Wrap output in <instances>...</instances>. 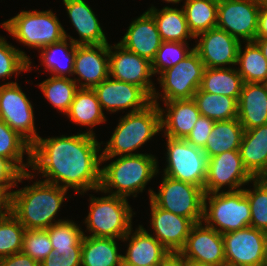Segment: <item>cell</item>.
Returning <instances> with one entry per match:
<instances>
[{
    "label": "cell",
    "instance_id": "cell-31",
    "mask_svg": "<svg viewBox=\"0 0 267 266\" xmlns=\"http://www.w3.org/2000/svg\"><path fill=\"white\" fill-rule=\"evenodd\" d=\"M244 128L238 118L215 121L205 147L202 149L208 158L226 151L239 150Z\"/></svg>",
    "mask_w": 267,
    "mask_h": 266
},
{
    "label": "cell",
    "instance_id": "cell-19",
    "mask_svg": "<svg viewBox=\"0 0 267 266\" xmlns=\"http://www.w3.org/2000/svg\"><path fill=\"white\" fill-rule=\"evenodd\" d=\"M74 74L78 76L73 80L77 85L79 84V88L93 89L107 79L109 77V44L76 45Z\"/></svg>",
    "mask_w": 267,
    "mask_h": 266
},
{
    "label": "cell",
    "instance_id": "cell-12",
    "mask_svg": "<svg viewBox=\"0 0 267 266\" xmlns=\"http://www.w3.org/2000/svg\"><path fill=\"white\" fill-rule=\"evenodd\" d=\"M260 3L257 0H218L216 28L242 42L256 39Z\"/></svg>",
    "mask_w": 267,
    "mask_h": 266
},
{
    "label": "cell",
    "instance_id": "cell-52",
    "mask_svg": "<svg viewBox=\"0 0 267 266\" xmlns=\"http://www.w3.org/2000/svg\"><path fill=\"white\" fill-rule=\"evenodd\" d=\"M182 266H207V265L182 256Z\"/></svg>",
    "mask_w": 267,
    "mask_h": 266
},
{
    "label": "cell",
    "instance_id": "cell-9",
    "mask_svg": "<svg viewBox=\"0 0 267 266\" xmlns=\"http://www.w3.org/2000/svg\"><path fill=\"white\" fill-rule=\"evenodd\" d=\"M166 138L167 164L163 175L199 186L204 190L208 156L201 148L195 147L185 139Z\"/></svg>",
    "mask_w": 267,
    "mask_h": 266
},
{
    "label": "cell",
    "instance_id": "cell-46",
    "mask_svg": "<svg viewBox=\"0 0 267 266\" xmlns=\"http://www.w3.org/2000/svg\"><path fill=\"white\" fill-rule=\"evenodd\" d=\"M40 266H81V253H64L60 256L53 252Z\"/></svg>",
    "mask_w": 267,
    "mask_h": 266
},
{
    "label": "cell",
    "instance_id": "cell-5",
    "mask_svg": "<svg viewBox=\"0 0 267 266\" xmlns=\"http://www.w3.org/2000/svg\"><path fill=\"white\" fill-rule=\"evenodd\" d=\"M202 222L221 234L250 226L251 208L244 190L205 193Z\"/></svg>",
    "mask_w": 267,
    "mask_h": 266
},
{
    "label": "cell",
    "instance_id": "cell-36",
    "mask_svg": "<svg viewBox=\"0 0 267 266\" xmlns=\"http://www.w3.org/2000/svg\"><path fill=\"white\" fill-rule=\"evenodd\" d=\"M26 152L27 162L23 156ZM0 156L9 159L22 173L31 166V145L0 119Z\"/></svg>",
    "mask_w": 267,
    "mask_h": 266
},
{
    "label": "cell",
    "instance_id": "cell-7",
    "mask_svg": "<svg viewBox=\"0 0 267 266\" xmlns=\"http://www.w3.org/2000/svg\"><path fill=\"white\" fill-rule=\"evenodd\" d=\"M58 19L51 10H22L1 26L24 46L41 49L65 38L66 31Z\"/></svg>",
    "mask_w": 267,
    "mask_h": 266
},
{
    "label": "cell",
    "instance_id": "cell-25",
    "mask_svg": "<svg viewBox=\"0 0 267 266\" xmlns=\"http://www.w3.org/2000/svg\"><path fill=\"white\" fill-rule=\"evenodd\" d=\"M237 105L244 130L267 124V83H244Z\"/></svg>",
    "mask_w": 267,
    "mask_h": 266
},
{
    "label": "cell",
    "instance_id": "cell-10",
    "mask_svg": "<svg viewBox=\"0 0 267 266\" xmlns=\"http://www.w3.org/2000/svg\"><path fill=\"white\" fill-rule=\"evenodd\" d=\"M204 63L198 53L193 50L187 57L179 61L175 66L160 73L158 79L162 92H154L151 101L157 104V100L164 102L172 100L193 99L194 94L199 89ZM160 96V97H159Z\"/></svg>",
    "mask_w": 267,
    "mask_h": 266
},
{
    "label": "cell",
    "instance_id": "cell-42",
    "mask_svg": "<svg viewBox=\"0 0 267 266\" xmlns=\"http://www.w3.org/2000/svg\"><path fill=\"white\" fill-rule=\"evenodd\" d=\"M188 45L187 42L162 41L154 60L151 62L153 74L158 75L187 57L194 50Z\"/></svg>",
    "mask_w": 267,
    "mask_h": 266
},
{
    "label": "cell",
    "instance_id": "cell-38",
    "mask_svg": "<svg viewBox=\"0 0 267 266\" xmlns=\"http://www.w3.org/2000/svg\"><path fill=\"white\" fill-rule=\"evenodd\" d=\"M49 103L64 115L68 112L76 91L79 89L73 78L54 77L38 84Z\"/></svg>",
    "mask_w": 267,
    "mask_h": 266
},
{
    "label": "cell",
    "instance_id": "cell-1",
    "mask_svg": "<svg viewBox=\"0 0 267 266\" xmlns=\"http://www.w3.org/2000/svg\"><path fill=\"white\" fill-rule=\"evenodd\" d=\"M96 136L87 132L60 137H38L31 146L32 173L42 174L43 181L77 194L98 192L102 153ZM37 172H34V171Z\"/></svg>",
    "mask_w": 267,
    "mask_h": 266
},
{
    "label": "cell",
    "instance_id": "cell-55",
    "mask_svg": "<svg viewBox=\"0 0 267 266\" xmlns=\"http://www.w3.org/2000/svg\"><path fill=\"white\" fill-rule=\"evenodd\" d=\"M265 249H266V260H267V231L265 232Z\"/></svg>",
    "mask_w": 267,
    "mask_h": 266
},
{
    "label": "cell",
    "instance_id": "cell-29",
    "mask_svg": "<svg viewBox=\"0 0 267 266\" xmlns=\"http://www.w3.org/2000/svg\"><path fill=\"white\" fill-rule=\"evenodd\" d=\"M147 12L153 17L162 41L187 42L194 38L189 31L183 8L163 7L161 10L151 6Z\"/></svg>",
    "mask_w": 267,
    "mask_h": 266
},
{
    "label": "cell",
    "instance_id": "cell-35",
    "mask_svg": "<svg viewBox=\"0 0 267 266\" xmlns=\"http://www.w3.org/2000/svg\"><path fill=\"white\" fill-rule=\"evenodd\" d=\"M183 5L189 31L194 37L216 28L218 0H185Z\"/></svg>",
    "mask_w": 267,
    "mask_h": 266
},
{
    "label": "cell",
    "instance_id": "cell-33",
    "mask_svg": "<svg viewBox=\"0 0 267 266\" xmlns=\"http://www.w3.org/2000/svg\"><path fill=\"white\" fill-rule=\"evenodd\" d=\"M236 65L244 83H267V60L254 41L240 44Z\"/></svg>",
    "mask_w": 267,
    "mask_h": 266
},
{
    "label": "cell",
    "instance_id": "cell-49",
    "mask_svg": "<svg viewBox=\"0 0 267 266\" xmlns=\"http://www.w3.org/2000/svg\"><path fill=\"white\" fill-rule=\"evenodd\" d=\"M256 38H267V4H260Z\"/></svg>",
    "mask_w": 267,
    "mask_h": 266
},
{
    "label": "cell",
    "instance_id": "cell-3",
    "mask_svg": "<svg viewBox=\"0 0 267 266\" xmlns=\"http://www.w3.org/2000/svg\"><path fill=\"white\" fill-rule=\"evenodd\" d=\"M158 160L152 154L119 156L101 168L98 191L123 198L137 197L159 172ZM116 189V190H113Z\"/></svg>",
    "mask_w": 267,
    "mask_h": 266
},
{
    "label": "cell",
    "instance_id": "cell-40",
    "mask_svg": "<svg viewBox=\"0 0 267 266\" xmlns=\"http://www.w3.org/2000/svg\"><path fill=\"white\" fill-rule=\"evenodd\" d=\"M25 231L11 212L0 220V258L22 252Z\"/></svg>",
    "mask_w": 267,
    "mask_h": 266
},
{
    "label": "cell",
    "instance_id": "cell-14",
    "mask_svg": "<svg viewBox=\"0 0 267 266\" xmlns=\"http://www.w3.org/2000/svg\"><path fill=\"white\" fill-rule=\"evenodd\" d=\"M253 178L244 167L239 150L226 151L209 158L204 193L221 192L223 186H228V191H239Z\"/></svg>",
    "mask_w": 267,
    "mask_h": 266
},
{
    "label": "cell",
    "instance_id": "cell-18",
    "mask_svg": "<svg viewBox=\"0 0 267 266\" xmlns=\"http://www.w3.org/2000/svg\"><path fill=\"white\" fill-rule=\"evenodd\" d=\"M179 253L207 266L226 264L222 234L208 227L204 222L195 223L192 226L186 243Z\"/></svg>",
    "mask_w": 267,
    "mask_h": 266
},
{
    "label": "cell",
    "instance_id": "cell-56",
    "mask_svg": "<svg viewBox=\"0 0 267 266\" xmlns=\"http://www.w3.org/2000/svg\"><path fill=\"white\" fill-rule=\"evenodd\" d=\"M260 4H267V0H257Z\"/></svg>",
    "mask_w": 267,
    "mask_h": 266
},
{
    "label": "cell",
    "instance_id": "cell-22",
    "mask_svg": "<svg viewBox=\"0 0 267 266\" xmlns=\"http://www.w3.org/2000/svg\"><path fill=\"white\" fill-rule=\"evenodd\" d=\"M120 42L125 49L152 62L162 43L153 17L145 11L131 22Z\"/></svg>",
    "mask_w": 267,
    "mask_h": 266
},
{
    "label": "cell",
    "instance_id": "cell-11",
    "mask_svg": "<svg viewBox=\"0 0 267 266\" xmlns=\"http://www.w3.org/2000/svg\"><path fill=\"white\" fill-rule=\"evenodd\" d=\"M28 99L17 82L0 85V119L32 146L39 135L35 129L32 103Z\"/></svg>",
    "mask_w": 267,
    "mask_h": 266
},
{
    "label": "cell",
    "instance_id": "cell-28",
    "mask_svg": "<svg viewBox=\"0 0 267 266\" xmlns=\"http://www.w3.org/2000/svg\"><path fill=\"white\" fill-rule=\"evenodd\" d=\"M116 238H82L81 266H121L122 254L118 250Z\"/></svg>",
    "mask_w": 267,
    "mask_h": 266
},
{
    "label": "cell",
    "instance_id": "cell-13",
    "mask_svg": "<svg viewBox=\"0 0 267 266\" xmlns=\"http://www.w3.org/2000/svg\"><path fill=\"white\" fill-rule=\"evenodd\" d=\"M226 264L267 266L265 231L248 226L222 234Z\"/></svg>",
    "mask_w": 267,
    "mask_h": 266
},
{
    "label": "cell",
    "instance_id": "cell-6",
    "mask_svg": "<svg viewBox=\"0 0 267 266\" xmlns=\"http://www.w3.org/2000/svg\"><path fill=\"white\" fill-rule=\"evenodd\" d=\"M90 210L85 219L92 237L122 239L132 229L133 209L128 199L107 194L95 197L90 194Z\"/></svg>",
    "mask_w": 267,
    "mask_h": 266
},
{
    "label": "cell",
    "instance_id": "cell-39",
    "mask_svg": "<svg viewBox=\"0 0 267 266\" xmlns=\"http://www.w3.org/2000/svg\"><path fill=\"white\" fill-rule=\"evenodd\" d=\"M32 62L30 56L11 46L4 37L0 36V79L5 80L14 74L31 71Z\"/></svg>",
    "mask_w": 267,
    "mask_h": 266
},
{
    "label": "cell",
    "instance_id": "cell-30",
    "mask_svg": "<svg viewBox=\"0 0 267 266\" xmlns=\"http://www.w3.org/2000/svg\"><path fill=\"white\" fill-rule=\"evenodd\" d=\"M69 41V44L68 42ZM41 65L54 77L71 78L76 55V44L67 37L39 49ZM68 76H67V75ZM71 76V77H70Z\"/></svg>",
    "mask_w": 267,
    "mask_h": 266
},
{
    "label": "cell",
    "instance_id": "cell-54",
    "mask_svg": "<svg viewBox=\"0 0 267 266\" xmlns=\"http://www.w3.org/2000/svg\"><path fill=\"white\" fill-rule=\"evenodd\" d=\"M163 1H165V2H167V3H175V4H177V3H180L182 0H163Z\"/></svg>",
    "mask_w": 267,
    "mask_h": 266
},
{
    "label": "cell",
    "instance_id": "cell-43",
    "mask_svg": "<svg viewBox=\"0 0 267 266\" xmlns=\"http://www.w3.org/2000/svg\"><path fill=\"white\" fill-rule=\"evenodd\" d=\"M22 252L39 264L53 253V246L47 229L26 230L23 236Z\"/></svg>",
    "mask_w": 267,
    "mask_h": 266
},
{
    "label": "cell",
    "instance_id": "cell-53",
    "mask_svg": "<svg viewBox=\"0 0 267 266\" xmlns=\"http://www.w3.org/2000/svg\"><path fill=\"white\" fill-rule=\"evenodd\" d=\"M259 180L267 182V165L265 169L256 177Z\"/></svg>",
    "mask_w": 267,
    "mask_h": 266
},
{
    "label": "cell",
    "instance_id": "cell-45",
    "mask_svg": "<svg viewBox=\"0 0 267 266\" xmlns=\"http://www.w3.org/2000/svg\"><path fill=\"white\" fill-rule=\"evenodd\" d=\"M214 120L200 115L193 129L185 138L190 144L203 149L207 143L208 137L213 129Z\"/></svg>",
    "mask_w": 267,
    "mask_h": 266
},
{
    "label": "cell",
    "instance_id": "cell-4",
    "mask_svg": "<svg viewBox=\"0 0 267 266\" xmlns=\"http://www.w3.org/2000/svg\"><path fill=\"white\" fill-rule=\"evenodd\" d=\"M159 105L151 102L142 110L122 116L102 151L101 163L117 156L141 154L132 152L162 131Z\"/></svg>",
    "mask_w": 267,
    "mask_h": 266
},
{
    "label": "cell",
    "instance_id": "cell-21",
    "mask_svg": "<svg viewBox=\"0 0 267 266\" xmlns=\"http://www.w3.org/2000/svg\"><path fill=\"white\" fill-rule=\"evenodd\" d=\"M133 231L132 228L122 238L123 242L129 241L128 249L122 255L123 262L135 266H162L172 253L142 225Z\"/></svg>",
    "mask_w": 267,
    "mask_h": 266
},
{
    "label": "cell",
    "instance_id": "cell-47",
    "mask_svg": "<svg viewBox=\"0 0 267 266\" xmlns=\"http://www.w3.org/2000/svg\"><path fill=\"white\" fill-rule=\"evenodd\" d=\"M0 266H40V264L27 254L18 252L10 256L0 258Z\"/></svg>",
    "mask_w": 267,
    "mask_h": 266
},
{
    "label": "cell",
    "instance_id": "cell-48",
    "mask_svg": "<svg viewBox=\"0 0 267 266\" xmlns=\"http://www.w3.org/2000/svg\"><path fill=\"white\" fill-rule=\"evenodd\" d=\"M12 187L0 186V220L11 212Z\"/></svg>",
    "mask_w": 267,
    "mask_h": 266
},
{
    "label": "cell",
    "instance_id": "cell-32",
    "mask_svg": "<svg viewBox=\"0 0 267 266\" xmlns=\"http://www.w3.org/2000/svg\"><path fill=\"white\" fill-rule=\"evenodd\" d=\"M244 82L237 68H205L199 89L239 99Z\"/></svg>",
    "mask_w": 267,
    "mask_h": 266
},
{
    "label": "cell",
    "instance_id": "cell-15",
    "mask_svg": "<svg viewBox=\"0 0 267 266\" xmlns=\"http://www.w3.org/2000/svg\"><path fill=\"white\" fill-rule=\"evenodd\" d=\"M115 50V51H112ZM152 63L125 49L119 43L109 44V76L115 80L132 83L142 88L150 97L155 92Z\"/></svg>",
    "mask_w": 267,
    "mask_h": 266
},
{
    "label": "cell",
    "instance_id": "cell-51",
    "mask_svg": "<svg viewBox=\"0 0 267 266\" xmlns=\"http://www.w3.org/2000/svg\"><path fill=\"white\" fill-rule=\"evenodd\" d=\"M254 42L259 46L263 56L267 60V38H256Z\"/></svg>",
    "mask_w": 267,
    "mask_h": 266
},
{
    "label": "cell",
    "instance_id": "cell-16",
    "mask_svg": "<svg viewBox=\"0 0 267 266\" xmlns=\"http://www.w3.org/2000/svg\"><path fill=\"white\" fill-rule=\"evenodd\" d=\"M102 110L111 113L120 110L136 112L144 109L152 101L151 97L139 86L118 81L110 76L93 88Z\"/></svg>",
    "mask_w": 267,
    "mask_h": 266
},
{
    "label": "cell",
    "instance_id": "cell-26",
    "mask_svg": "<svg viewBox=\"0 0 267 266\" xmlns=\"http://www.w3.org/2000/svg\"><path fill=\"white\" fill-rule=\"evenodd\" d=\"M239 153L244 167L256 178L267 165V124L244 130Z\"/></svg>",
    "mask_w": 267,
    "mask_h": 266
},
{
    "label": "cell",
    "instance_id": "cell-50",
    "mask_svg": "<svg viewBox=\"0 0 267 266\" xmlns=\"http://www.w3.org/2000/svg\"><path fill=\"white\" fill-rule=\"evenodd\" d=\"M162 266H182V255L179 252L172 253Z\"/></svg>",
    "mask_w": 267,
    "mask_h": 266
},
{
    "label": "cell",
    "instance_id": "cell-34",
    "mask_svg": "<svg viewBox=\"0 0 267 266\" xmlns=\"http://www.w3.org/2000/svg\"><path fill=\"white\" fill-rule=\"evenodd\" d=\"M202 116L214 121L235 119L238 117V101L225 95L207 93L198 89L193 96Z\"/></svg>",
    "mask_w": 267,
    "mask_h": 266
},
{
    "label": "cell",
    "instance_id": "cell-2",
    "mask_svg": "<svg viewBox=\"0 0 267 266\" xmlns=\"http://www.w3.org/2000/svg\"><path fill=\"white\" fill-rule=\"evenodd\" d=\"M67 189L38 180L11 194V213L26 230L48 229L56 221L61 205L68 198ZM66 196V197H65Z\"/></svg>",
    "mask_w": 267,
    "mask_h": 266
},
{
    "label": "cell",
    "instance_id": "cell-41",
    "mask_svg": "<svg viewBox=\"0 0 267 266\" xmlns=\"http://www.w3.org/2000/svg\"><path fill=\"white\" fill-rule=\"evenodd\" d=\"M253 189H244L250 203L251 223L253 228L267 231V182L253 178Z\"/></svg>",
    "mask_w": 267,
    "mask_h": 266
},
{
    "label": "cell",
    "instance_id": "cell-24",
    "mask_svg": "<svg viewBox=\"0 0 267 266\" xmlns=\"http://www.w3.org/2000/svg\"><path fill=\"white\" fill-rule=\"evenodd\" d=\"M164 103L166 110L159 106L161 130L165 131L163 135L173 139H185L201 115L195 101L182 99Z\"/></svg>",
    "mask_w": 267,
    "mask_h": 266
},
{
    "label": "cell",
    "instance_id": "cell-20",
    "mask_svg": "<svg viewBox=\"0 0 267 266\" xmlns=\"http://www.w3.org/2000/svg\"><path fill=\"white\" fill-rule=\"evenodd\" d=\"M150 208L153 236L171 253L179 252L194 223L189 218L159 208L151 199Z\"/></svg>",
    "mask_w": 267,
    "mask_h": 266
},
{
    "label": "cell",
    "instance_id": "cell-17",
    "mask_svg": "<svg viewBox=\"0 0 267 266\" xmlns=\"http://www.w3.org/2000/svg\"><path fill=\"white\" fill-rule=\"evenodd\" d=\"M198 43L193 47L198 53L205 68H225L226 65L234 66L237 63L239 40L228 32L213 28L195 36Z\"/></svg>",
    "mask_w": 267,
    "mask_h": 266
},
{
    "label": "cell",
    "instance_id": "cell-23",
    "mask_svg": "<svg viewBox=\"0 0 267 266\" xmlns=\"http://www.w3.org/2000/svg\"><path fill=\"white\" fill-rule=\"evenodd\" d=\"M63 4L72 25L79 34V39H74L67 33H64L65 37L76 45L108 44L97 15L85 0H63Z\"/></svg>",
    "mask_w": 267,
    "mask_h": 266
},
{
    "label": "cell",
    "instance_id": "cell-27",
    "mask_svg": "<svg viewBox=\"0 0 267 266\" xmlns=\"http://www.w3.org/2000/svg\"><path fill=\"white\" fill-rule=\"evenodd\" d=\"M65 115L73 123L91 128L87 133L92 135H95L92 130L94 126L107 121L95 91L89 88H79L76 91Z\"/></svg>",
    "mask_w": 267,
    "mask_h": 266
},
{
    "label": "cell",
    "instance_id": "cell-57",
    "mask_svg": "<svg viewBox=\"0 0 267 266\" xmlns=\"http://www.w3.org/2000/svg\"><path fill=\"white\" fill-rule=\"evenodd\" d=\"M121 266H135V265L125 264V263L122 261V265H121Z\"/></svg>",
    "mask_w": 267,
    "mask_h": 266
},
{
    "label": "cell",
    "instance_id": "cell-8",
    "mask_svg": "<svg viewBox=\"0 0 267 266\" xmlns=\"http://www.w3.org/2000/svg\"><path fill=\"white\" fill-rule=\"evenodd\" d=\"M159 192L149 189V199L159 208L189 218L194 224L203 221L204 190L196 185L163 176Z\"/></svg>",
    "mask_w": 267,
    "mask_h": 266
},
{
    "label": "cell",
    "instance_id": "cell-37",
    "mask_svg": "<svg viewBox=\"0 0 267 266\" xmlns=\"http://www.w3.org/2000/svg\"><path fill=\"white\" fill-rule=\"evenodd\" d=\"M53 252L62 256L64 253H81L84 231L73 220H63L47 229Z\"/></svg>",
    "mask_w": 267,
    "mask_h": 266
},
{
    "label": "cell",
    "instance_id": "cell-44",
    "mask_svg": "<svg viewBox=\"0 0 267 266\" xmlns=\"http://www.w3.org/2000/svg\"><path fill=\"white\" fill-rule=\"evenodd\" d=\"M31 171L22 173L9 159L0 156V186L16 187L23 179H33Z\"/></svg>",
    "mask_w": 267,
    "mask_h": 266
}]
</instances>
